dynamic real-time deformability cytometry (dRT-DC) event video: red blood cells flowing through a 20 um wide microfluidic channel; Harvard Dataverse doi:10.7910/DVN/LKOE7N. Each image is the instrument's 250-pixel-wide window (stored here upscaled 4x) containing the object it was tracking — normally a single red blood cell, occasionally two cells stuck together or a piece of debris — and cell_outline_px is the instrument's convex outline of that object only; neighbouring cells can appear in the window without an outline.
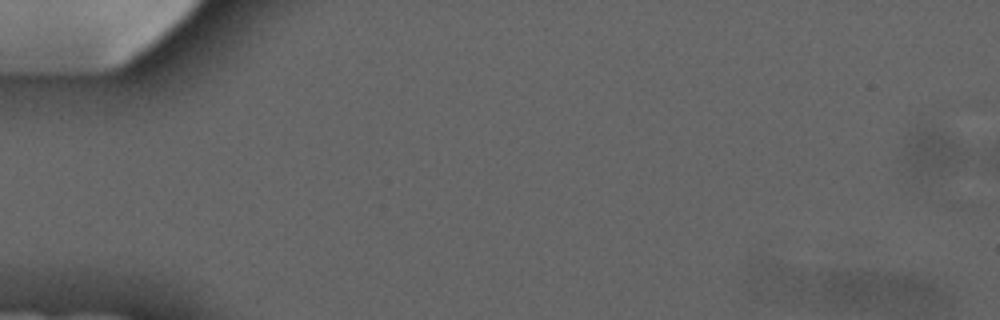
{"species": "common noctule bat (a hibernating species)", "species_latin": "Nyctalus noctula", "temperature_condition": "cold", "stored_images_in_passage": 7, "camera_frame_rate_fps": 3000, "um_per_image_px": 0.085, "animal": {"sex": "male", "forearm_length_mm": 52.5}, "frame": {"image": 1, "passage_image": 1, "time_ms": 0.0, "image_size_px": [1000, 320], "cell_outline_px": [[968, 152], [964, 160], [952, 172], [928, 180], [912, 176], [900, 156], [908, 132], [920, 124], [932, 128], [948, 136], [964, 148]], "centroid_in_image_um": [79.14, 13.02], "position_along_channel_um": 5.9, "area_um2": 18.03}}
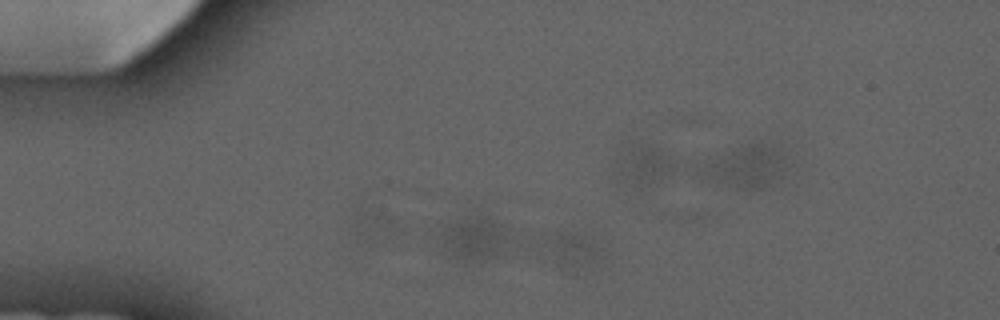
{"frame": {"image": 2, "passage_image": 4, "time_ms": 3.667, "image_size_px": [1000, 320], "cell_outline_px": [[600, 248], [596, 260], [576, 272], [572, 272], [552, 260], [540, 236], [556, 228], [580, 232], [592, 236]], "centroid_in_image_um": [48.52, 21.12], "position_along_channel_um": 36.5, "area_um2": 12.6}}